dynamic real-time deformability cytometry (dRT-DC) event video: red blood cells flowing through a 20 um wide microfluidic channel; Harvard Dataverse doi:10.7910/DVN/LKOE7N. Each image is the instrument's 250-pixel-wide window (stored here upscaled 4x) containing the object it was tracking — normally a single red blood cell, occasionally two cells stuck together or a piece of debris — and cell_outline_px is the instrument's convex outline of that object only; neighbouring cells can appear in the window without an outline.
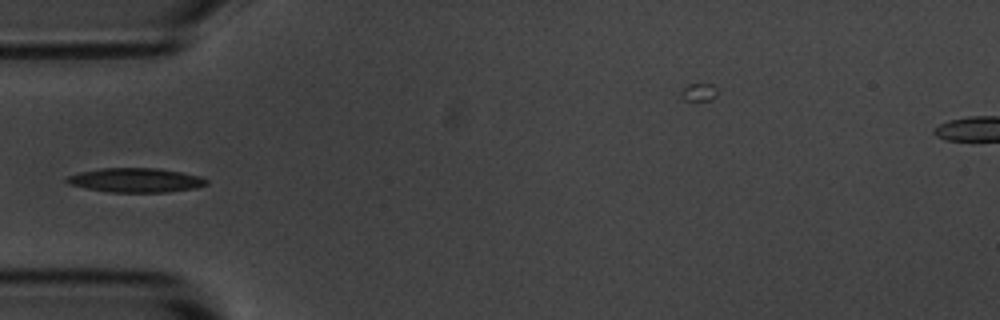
{"species": "common noctule bat (a hibernating species)", "species_latin": "Nyctalus noctula", "temperature_condition": "room temperature", "stored_images_in_passage": 7, "camera_frame_rate_fps": 3000, "um_per_image_px": 0.085, "animal": {"sex": "male", "body_mass_g": 20.1, "forearm_length_mm": 53.5}, "frame": {"image": 1, "passage_image": 4, "time_ms": 4.333, "image_size_px": [1000, 320], "cell_outline_px": [[208, 184], [196, 188], [168, 192], [108, 192], [68, 184], [64, 180], [64, 176], [80, 172], [100, 168], [160, 168], [200, 176], [208, 180]], "centroid_in_image_um": [11.52, 15.31], "position_along_channel_um": 73.5, "area_um2": 19.88}}
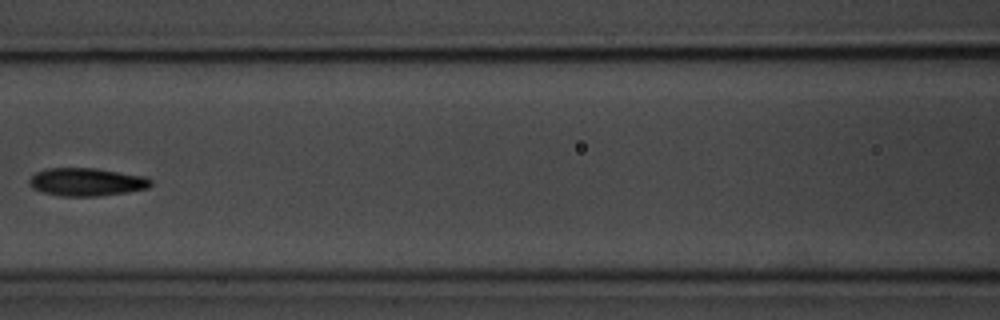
{"frame": {"image": 2, "passage_image": 6, "time_ms": 6.667, "image_size_px": [1000, 320], "cell_outline_px": [[152, 184], [148, 188], [128, 192], [96, 196], [60, 196], [44, 192], [32, 188], [28, 184], [28, 180], [36, 172], [48, 168], [96, 168], [148, 176], [152, 180]], "centroid_in_image_um": [7.39, 15.46], "position_along_channel_um": 159.2, "area_um2": 20.0}}
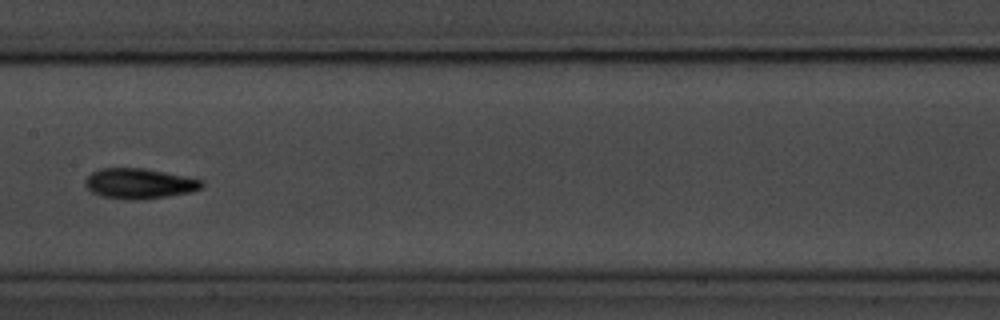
{"frame": {"image": 3, "passage_image": 7, "time_ms": 7.667, "image_size_px": [1000, 320], "cell_outline_px": [[204, 184], [200, 188], [192, 192], [136, 200], [124, 200], [100, 196], [92, 192], [84, 184], [84, 180], [92, 172], [100, 168], [144, 168], [204, 180]], "centroid_in_image_um": [11.81, 15.6], "position_along_channel_um": 195.6, "area_um2": 20.58}}